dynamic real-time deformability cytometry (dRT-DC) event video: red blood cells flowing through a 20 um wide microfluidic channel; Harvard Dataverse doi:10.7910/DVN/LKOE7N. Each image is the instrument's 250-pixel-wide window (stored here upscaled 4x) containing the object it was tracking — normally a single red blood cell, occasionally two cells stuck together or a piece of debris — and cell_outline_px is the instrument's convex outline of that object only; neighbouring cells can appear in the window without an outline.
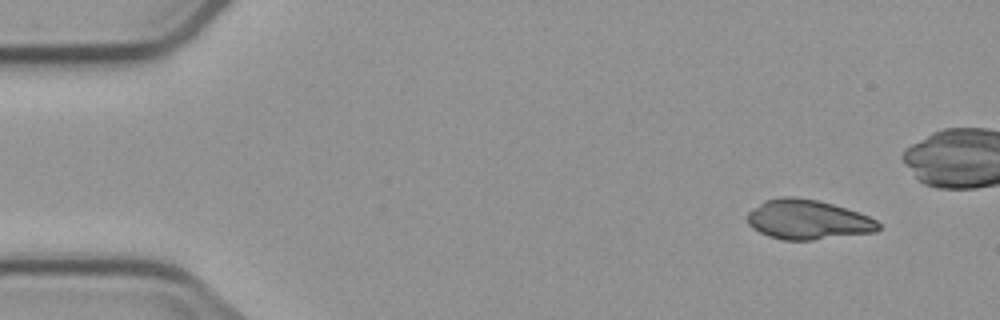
{"species": "common noctule bat (a hibernating species)", "species_latin": "Nyctalus noctula", "temperature_condition": "cold", "stored_images_in_passage": 5, "segment_of_instrument_passage": [2, 2], "camera_frame_rate_fps": 3000, "um_per_image_px": 0.085, "animal": {"sex": "male", "body_mass_g": 23.1, "forearm_length_mm": 52.7}, "frame": {"image": 1, "passage_image": 5, "time_ms": 6.333, "image_size_px": [1000, 320], "cell_outline_px": [[880, 228], [876, 232], [812, 240], [784, 240], [768, 236], [752, 228], [748, 224], [748, 212], [764, 200], [780, 196], [792, 196], [816, 200], [832, 204], [868, 216], [876, 220], [880, 224]], "centroid_in_image_um": [68.64, 18.67], "position_along_channel_um": 16.4, "area_um2": 30.17}}